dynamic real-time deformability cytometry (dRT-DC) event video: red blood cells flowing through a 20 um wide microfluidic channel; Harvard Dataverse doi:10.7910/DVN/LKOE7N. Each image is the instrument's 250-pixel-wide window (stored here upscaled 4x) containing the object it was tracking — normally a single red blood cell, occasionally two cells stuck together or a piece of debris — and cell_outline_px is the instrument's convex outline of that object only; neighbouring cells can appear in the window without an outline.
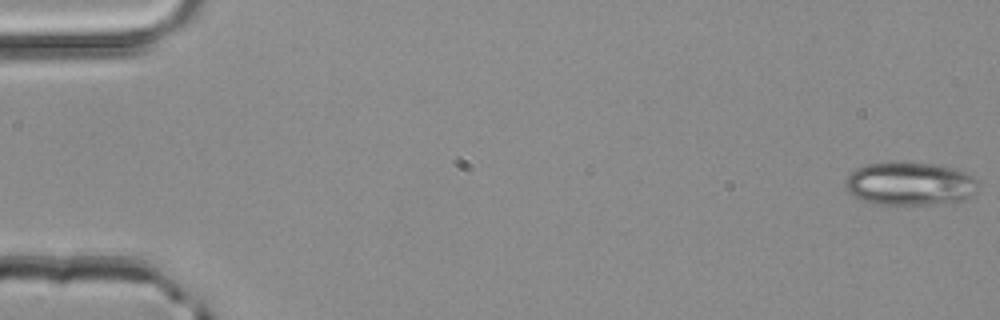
{"species": "common noctule bat (a hibernating species)", "species_latin": "Nyctalus noctula", "temperature_condition": "room temperature", "stored_images_in_passage": 5, "camera_frame_rate_fps": 3000, "um_per_image_px": 0.085, "animal": {"sex": "male", "body_mass_g": 20.4}, "frame": {"image": 1, "passage_image": 5, "time_ms": 1.333, "image_size_px": [1000, 320], "cell_outline_px": [[980, 184], [976, 192], [972, 196], [964, 200], [928, 204], [872, 204], [848, 192], [844, 184], [844, 180], [856, 168], [868, 164], [892, 160], [932, 164], [952, 168], [964, 172], [972, 176]], "centroid_in_image_um": [77.33, 15.6], "position_along_channel_um": 7.7, "area_um2": 33.76}}